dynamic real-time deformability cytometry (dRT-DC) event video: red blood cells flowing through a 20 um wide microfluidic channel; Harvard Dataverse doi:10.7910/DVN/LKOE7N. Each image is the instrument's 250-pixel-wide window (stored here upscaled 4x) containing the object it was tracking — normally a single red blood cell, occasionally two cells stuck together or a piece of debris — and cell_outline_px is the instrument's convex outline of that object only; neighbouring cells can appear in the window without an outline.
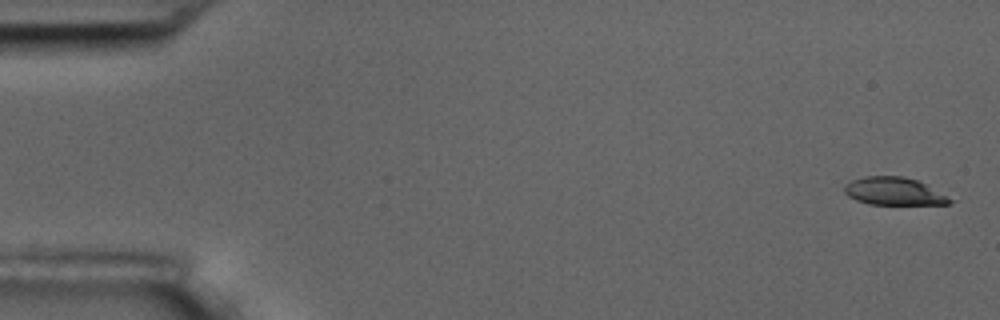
{"species": "common noctule bat (a hibernating species)", "species_latin": "Nyctalus noctula", "temperature_condition": "room temperature", "stored_images_in_passage": 6, "camera_frame_rate_fps": 3000, "um_per_image_px": 0.085, "animal": {"sex": "male", "body_mass_g": 17.5, "forearm_length_mm": 52.3}, "frame": {"image": 1, "passage_image": 1, "time_ms": 0.0, "image_size_px": [1000, 320], "cell_outline_px": [[956, 200], [948, 204], [868, 204], [856, 200], [848, 196], [844, 192], [844, 188], [852, 180], [864, 176], [904, 176], [916, 180]], "centroid_in_image_um": [75.99, 16.26], "position_along_channel_um": 9.0, "area_um2": 16.88}}
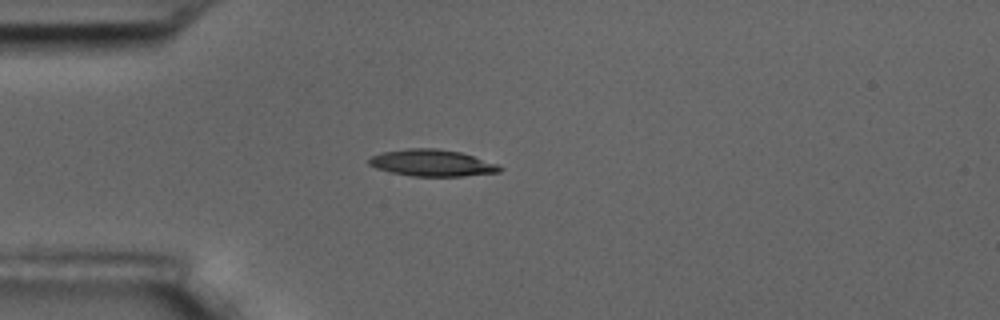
{"frame": {"image": 2, "passage_image": 5, "time_ms": 4.667, "image_size_px": [1000, 320], "cell_outline_px": [[504, 168], [500, 172], [464, 176], [412, 176], [392, 172], [376, 168], [368, 164], [368, 160], [372, 156], [384, 152], [408, 148], [436, 148], [460, 152], [500, 164]], "centroid_in_image_um": [36.78, 13.85], "position_along_channel_um": 48.2, "area_um2": 20.35}}